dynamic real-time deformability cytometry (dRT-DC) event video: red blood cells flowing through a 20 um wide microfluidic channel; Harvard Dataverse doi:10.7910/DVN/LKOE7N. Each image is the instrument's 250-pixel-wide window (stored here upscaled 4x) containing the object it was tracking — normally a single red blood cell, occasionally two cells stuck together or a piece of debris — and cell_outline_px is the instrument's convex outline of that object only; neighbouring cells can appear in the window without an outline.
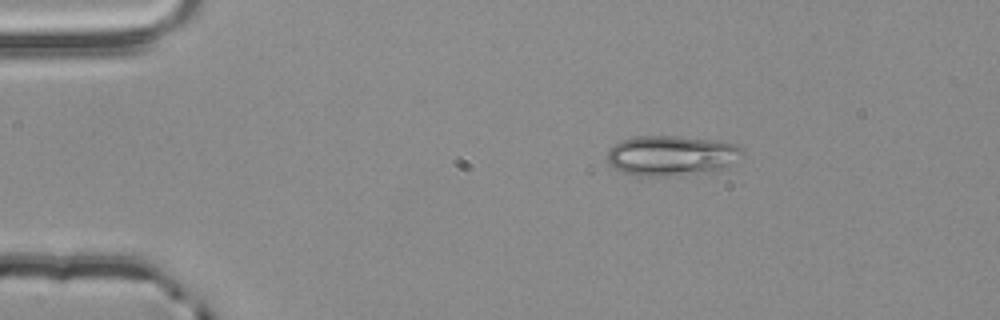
{"species": "common noctule bat (a hibernating species)", "species_latin": "Nyctalus noctula", "temperature_condition": "room temperature", "stored_images_in_passage": 44, "camera_frame_rate_fps": 3000, "um_per_image_px": 0.085, "animal": {"sex": "male", "body_mass_g": 20.4}, "frame": {"image": 1, "passage_image": 1, "time_ms": 0.0, "image_size_px": [1000, 320], "cell_outline_px": [[744, 152], [728, 168], [704, 172], [664, 176], [640, 176], [620, 172], [612, 168], [608, 164], [608, 152], [620, 140], [636, 136], [680, 136], [712, 140], [732, 144], [740, 148]], "centroid_in_image_um": [57.03, 13.23], "position_along_channel_um": 28.0, "area_um2": 31.5}}
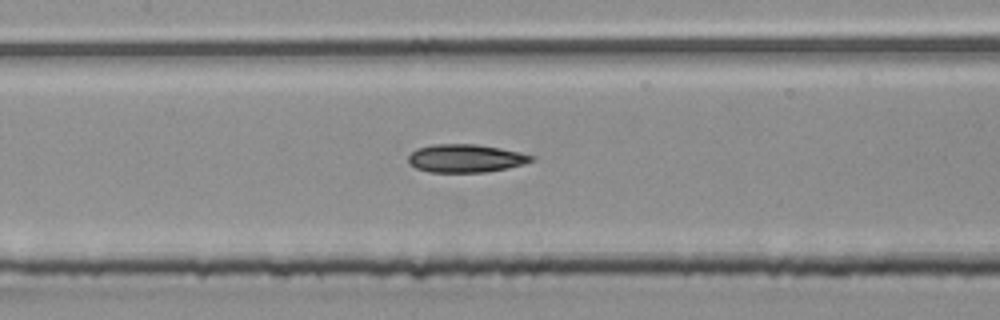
{"frame": {"image": 2, "passage_image": 17, "time_ms": 5.333, "image_size_px": [1000, 320], "cell_outline_px": [[536, 160], [524, 164], [488, 172], [428, 172], [416, 168], [408, 164], [408, 156], [416, 148], [432, 144], [476, 144], [500, 148], [520, 152], [536, 156]], "centroid_in_image_um": [39.58, 13.46], "position_along_channel_um": 167.8, "area_um2": 20.4}}
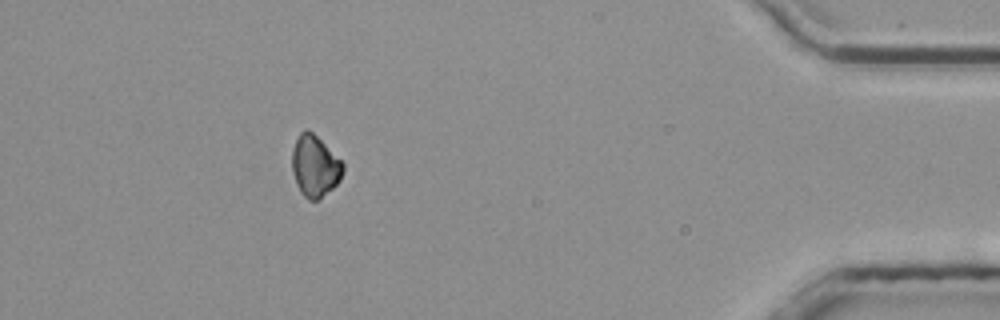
{"frame": {"image": 3, "passage_image": 40, "time_ms": 13.0, "image_size_px": [1000, 320], "cell_outline_px": [[344, 172], [340, 180], [332, 188], [316, 200], [308, 200], [300, 192], [296, 184], [292, 172], [292, 148], [300, 132], [304, 128], [312, 132], [344, 164]], "centroid_in_image_um": [26.74, 14.12], "position_along_channel_um": 408.5, "area_um2": 18.03}}